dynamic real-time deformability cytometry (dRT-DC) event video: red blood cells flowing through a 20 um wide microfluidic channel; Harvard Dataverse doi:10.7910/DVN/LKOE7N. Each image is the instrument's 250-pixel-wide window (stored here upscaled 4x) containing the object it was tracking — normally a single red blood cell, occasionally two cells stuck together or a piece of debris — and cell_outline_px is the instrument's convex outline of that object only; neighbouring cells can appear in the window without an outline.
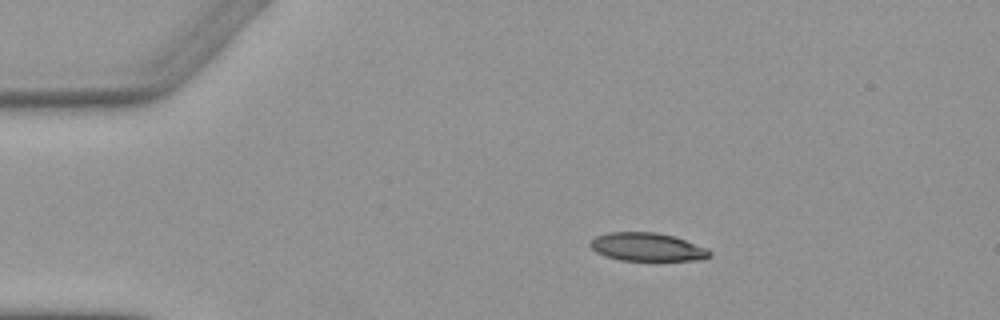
{"species": "Egyptian fruit bat (a non-hibernating species)", "species_latin": "Rousettus aegyptiacus", "temperature_condition": "warm", "stored_images_in_passage": 5, "camera_frame_rate_fps": 3000, "um_per_image_px": 0.085, "animal": {"sex": "female"}, "frame": {"image": 1, "passage_image": 1, "time_ms": 0.0, "image_size_px": [1000, 320], "cell_outline_px": [[712, 256], [704, 260], [620, 260], [604, 256], [596, 252], [588, 244], [596, 236], [608, 232], [656, 232], [672, 236], [708, 248], [712, 252]], "centroid_in_image_um": [55.03, 21.0], "position_along_channel_um": 30.0, "area_um2": 19.71}}
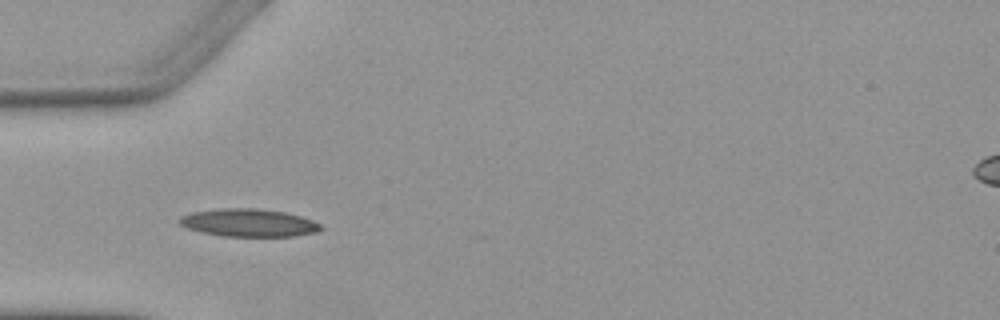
{"frame": {"image": 2, "passage_image": 3, "time_ms": 2.333, "image_size_px": [1000, 320], "cell_outline_px": [[324, 228], [316, 232], [296, 236], [224, 236], [204, 232], [188, 228], [180, 224], [176, 220], [180, 216], [192, 212], [220, 208], [256, 208], [284, 212], [300, 216], [312, 220], [320, 224]], "centroid_in_image_um": [21.14, 18.93], "position_along_channel_um": 63.9, "area_um2": 22.83}}
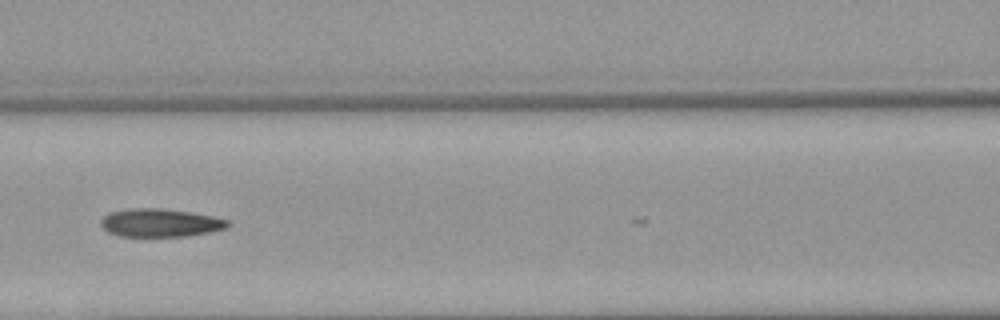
{"frame": {"image": 3, "passage_image": 5, "time_ms": 4.667, "image_size_px": [1000, 320], "cell_outline_px": [[228, 224], [224, 228], [208, 232], [188, 236], [116, 236], [108, 232], [100, 224], [100, 220], [108, 212], [132, 208], [160, 208], [188, 212], [212, 216], [228, 220]], "centroid_in_image_um": [13.54, 18.94], "position_along_channel_um": 153.1, "area_um2": 20.63}}